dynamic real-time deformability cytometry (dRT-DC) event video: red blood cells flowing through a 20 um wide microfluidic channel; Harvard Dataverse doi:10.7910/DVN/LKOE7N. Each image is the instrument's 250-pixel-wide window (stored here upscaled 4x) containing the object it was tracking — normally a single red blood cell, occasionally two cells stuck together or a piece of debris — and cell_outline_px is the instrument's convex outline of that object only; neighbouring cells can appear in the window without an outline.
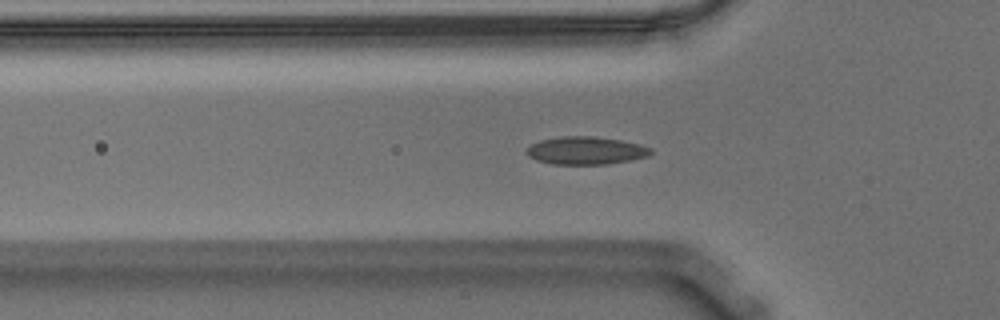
{"species": "Egyptian fruit bat (a non-hibernating species)", "species_latin": "Rousettus aegyptiacus", "temperature_condition": "warm", "stored_images_in_passage": 56, "segment_of_instrument_passage": [1, 2], "camera_frame_rate_fps": 3000, "um_per_image_px": 0.085, "animal": {"sex": "male"}, "frame": {"image": 1, "passage_image": 17, "time_ms": 5.333, "image_size_px": [1000, 320], "cell_outline_px": [[652, 152], [648, 156], [608, 164], [552, 164], [536, 160], [528, 156], [524, 152], [524, 148], [540, 140], [560, 136], [592, 136], [620, 140], [640, 144], [652, 148]], "centroid_in_image_um": [49.75, 12.79], "position_along_channel_um": 76.1, "area_um2": 20.23}}
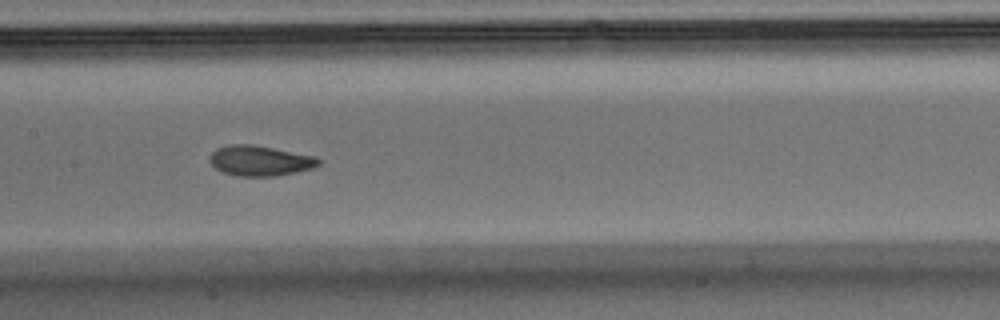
{"frame": {"image": 2, "passage_image": 26, "time_ms": 8.333, "image_size_px": [1000, 320], "cell_outline_px": [[320, 164], [312, 168], [296, 172], [276, 176], [236, 176], [224, 172], [216, 168], [212, 164], [212, 152], [216, 148], [232, 144], [256, 144], [316, 156], [320, 160]], "centroid_in_image_um": [22.15, 13.65], "position_along_channel_um": 185.3, "area_um2": 19.19}}
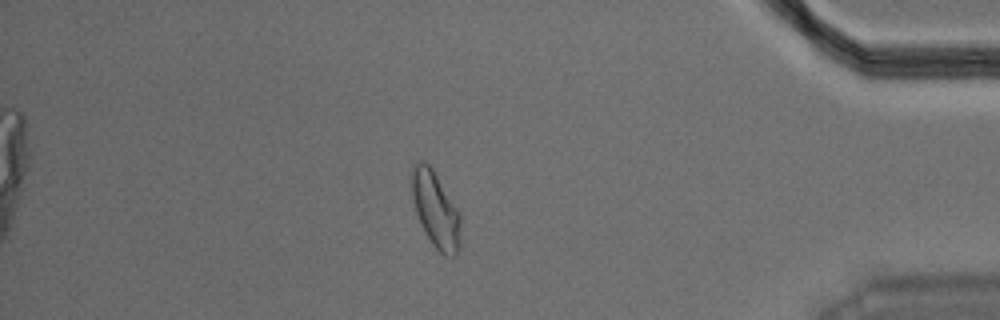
{"frame": {"image": 3, "passage_image": 47, "time_ms": 15.333, "image_size_px": [1000, 320], "cell_outline_px": [[460, 248], [456, 256], [444, 256], [432, 244], [416, 212], [412, 200], [412, 164], [420, 160], [424, 160], [432, 168], [460, 212]], "centroid_in_image_um": [37.04, 17.81], "position_along_channel_um": 398.2, "area_um2": 21.56}}